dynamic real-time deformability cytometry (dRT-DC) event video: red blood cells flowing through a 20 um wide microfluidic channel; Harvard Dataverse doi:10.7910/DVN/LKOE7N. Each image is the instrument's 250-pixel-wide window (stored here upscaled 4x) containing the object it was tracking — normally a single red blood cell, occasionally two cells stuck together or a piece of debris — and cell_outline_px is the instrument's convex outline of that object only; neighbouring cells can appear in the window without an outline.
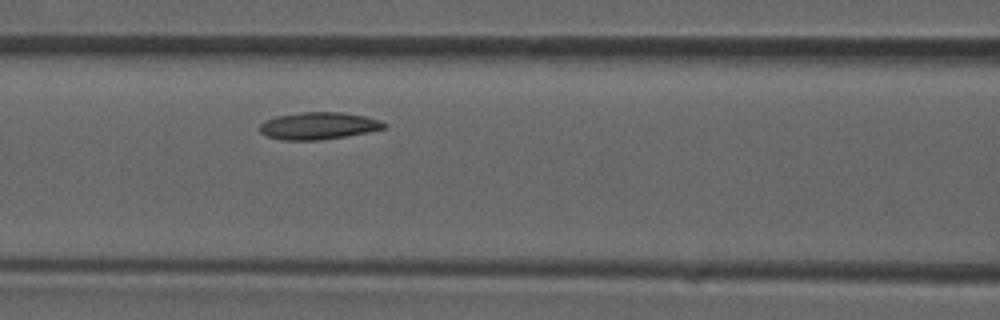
{"species": "common noctule bat (a hibernating species)", "species_latin": "Nyctalus noctula", "temperature_condition": "room temperature", "stored_images_in_passage": 32, "camera_frame_rate_fps": 3000, "um_per_image_px": 0.085, "animal": {"sex": "male", "forearm_length_mm": 52.5}, "frame": {"image": 1, "passage_image": 10, "time_ms": 3.0, "image_size_px": [1000, 320], "cell_outline_px": [[388, 128], [368, 132], [320, 140], [284, 140], [268, 136], [260, 132], [260, 124], [264, 120], [276, 116], [300, 112], [344, 112], [364, 116], [380, 120], [388, 124]], "centroid_in_image_um": [27.1, 10.68], "position_along_channel_um": 139.5, "area_um2": 19.77}}